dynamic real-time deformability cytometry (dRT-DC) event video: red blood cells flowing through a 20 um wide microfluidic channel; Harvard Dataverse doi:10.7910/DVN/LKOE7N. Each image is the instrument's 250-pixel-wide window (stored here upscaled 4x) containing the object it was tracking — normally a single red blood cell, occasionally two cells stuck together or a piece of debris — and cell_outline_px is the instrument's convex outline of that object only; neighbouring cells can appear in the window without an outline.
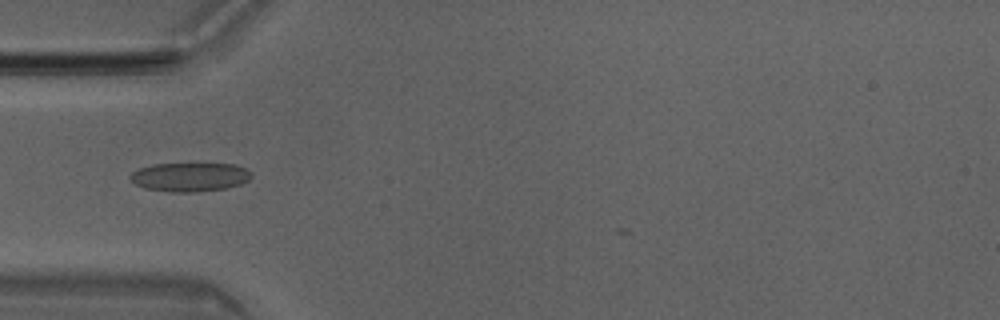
{"species": "Egyptian fruit bat (a non-hibernating species)", "species_latin": "Rousettus aegyptiacus", "temperature_condition": "room temperature", "stored_images_in_passage": 43, "camera_frame_rate_fps": 3000, "um_per_image_px": 0.085, "animal": {"sex": "male"}, "frame": {"image": 1, "passage_image": 15, "time_ms": 4.667, "image_size_px": [1000, 320], "cell_outline_px": [[252, 176], [248, 180], [240, 184], [224, 188], [196, 192], [172, 192], [144, 188], [136, 184], [128, 176], [132, 172], [140, 168], [152, 164], [236, 164], [252, 172]], "centroid_in_image_um": [16.13, 15.04], "position_along_channel_um": 68.9, "area_um2": 20.29}}
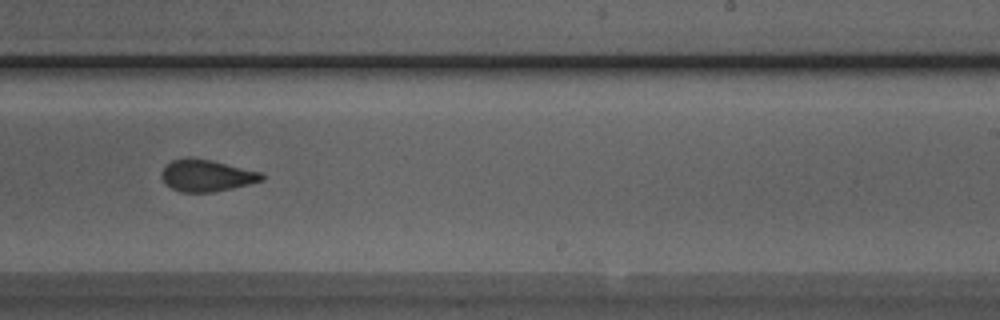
{"frame": {"image": 2, "passage_image": 30, "time_ms": 9.667, "image_size_px": [1000, 320], "cell_outline_px": [[264, 180], [232, 188], [212, 192], [180, 192], [164, 184], [160, 176], [164, 168], [172, 160], [188, 156], [212, 160], [264, 172]], "centroid_in_image_um": [17.57, 14.91], "position_along_channel_um": 271.4, "area_um2": 18.84}}
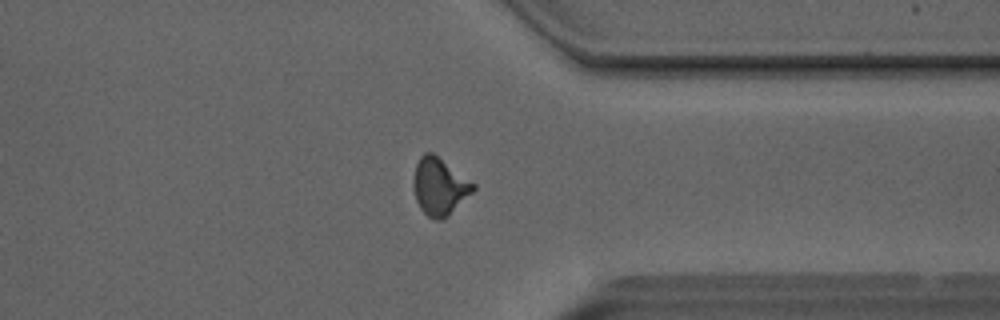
{"frame": {"image": 3, "passage_image": 38, "time_ms": 12.333, "image_size_px": [1000, 320], "cell_outline_px": [[476, 188], [444, 220], [436, 220], [428, 216], [420, 208], [416, 200], [412, 184], [412, 180], [416, 164], [420, 156], [424, 152], [432, 152], [476, 184]], "centroid_in_image_um": [37.34, 15.85], "position_along_channel_um": 374.1, "area_um2": 19.94}}